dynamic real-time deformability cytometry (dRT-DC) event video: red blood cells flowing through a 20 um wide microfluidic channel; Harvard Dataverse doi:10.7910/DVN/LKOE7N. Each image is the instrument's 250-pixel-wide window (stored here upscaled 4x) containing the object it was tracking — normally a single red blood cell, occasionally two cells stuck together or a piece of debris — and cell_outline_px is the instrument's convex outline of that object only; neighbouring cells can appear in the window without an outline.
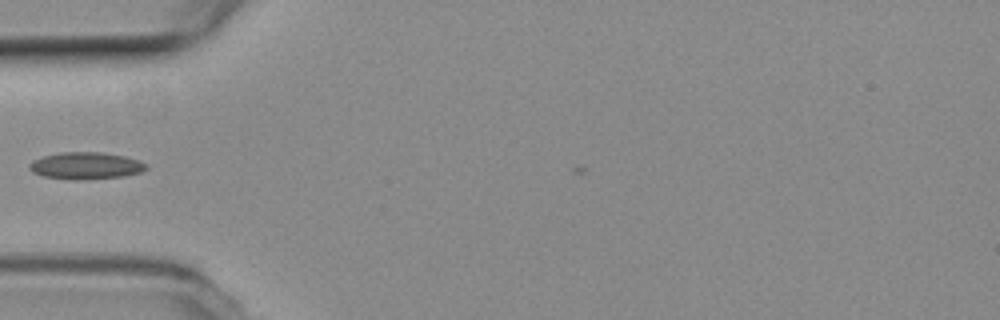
{"species": "common noctule bat (a hibernating species)", "species_latin": "Nyctalus noctula", "temperature_condition": "room temperature", "stored_images_in_passage": 22, "camera_frame_rate_fps": 3000, "um_per_image_px": 0.085, "animal": {"sex": "female", "body_mass_g": 19.3, "forearm_length_mm": 54.1}, "frame": {"image": 1, "passage_image": 1, "time_ms": 0.0, "image_size_px": [1000, 320], "cell_outline_px": [[148, 168], [140, 172], [124, 176], [80, 180], [72, 180], [44, 176], [32, 172], [28, 168], [28, 164], [32, 160], [44, 156], [60, 152], [100, 152], [124, 156], [140, 160], [148, 164]], "centroid_in_image_um": [7.29, 14.08], "position_along_channel_um": 77.7, "area_um2": 18.5}}
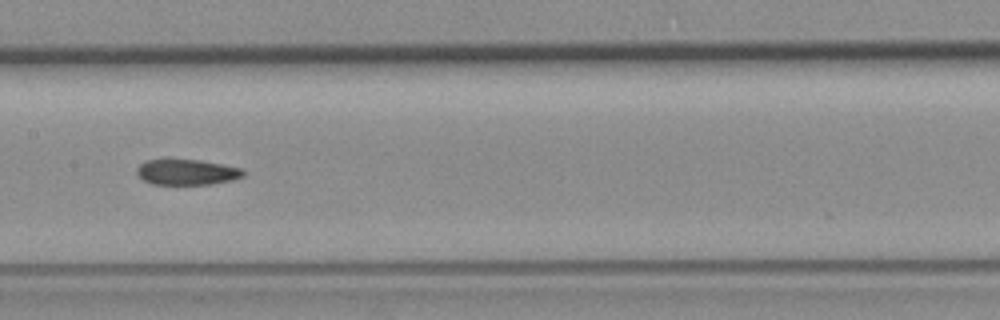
{"frame": {"image": 2, "passage_image": 10, "time_ms": 3.0, "image_size_px": [1000, 320], "cell_outline_px": [[244, 176], [232, 180], [212, 184], [152, 184], [144, 180], [136, 172], [136, 168], [144, 160], [168, 156], [200, 160], [244, 168]], "centroid_in_image_um": [15.84, 14.57], "position_along_channel_um": 191.6, "area_um2": 16.65}}
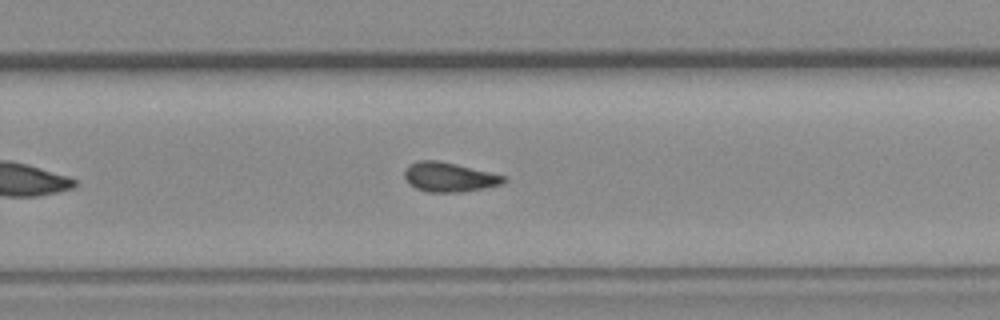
{"frame": {"image": 3, "passage_image": 18, "time_ms": 5.667, "image_size_px": [1000, 320], "cell_outline_px": [[508, 180], [504, 184], [484, 188], [460, 192], [428, 192], [416, 188], [408, 184], [404, 176], [404, 172], [416, 160], [436, 160], [456, 164], [508, 176]], "centroid_in_image_um": [38.23, 15.06], "position_along_channel_um": 291.6, "area_um2": 17.11}}